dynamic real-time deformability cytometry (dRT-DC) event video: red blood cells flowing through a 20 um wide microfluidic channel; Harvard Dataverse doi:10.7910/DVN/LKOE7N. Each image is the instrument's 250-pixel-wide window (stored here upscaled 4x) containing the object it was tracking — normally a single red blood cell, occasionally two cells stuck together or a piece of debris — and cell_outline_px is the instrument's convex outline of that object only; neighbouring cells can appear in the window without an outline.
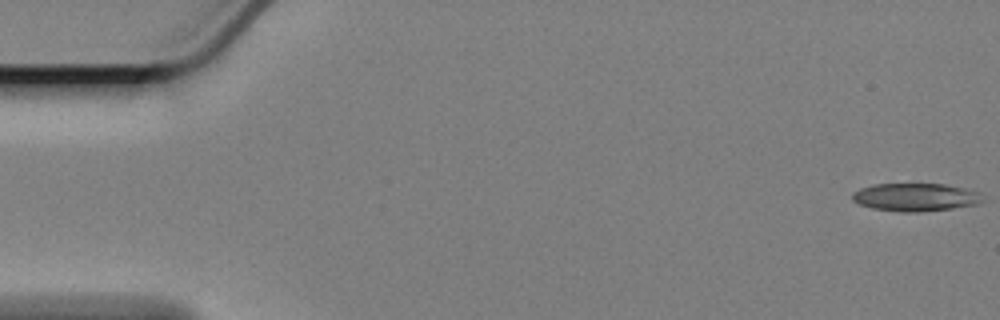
{"species": "Egyptian fruit bat (a non-hibernating species)", "species_latin": "Rousettus aegyptiacus", "temperature_condition": "cold", "stored_images_in_passage": 10, "camera_frame_rate_fps": 3000, "um_per_image_px": 0.085, "animal": {"sex": "female"}, "frame": {"image": 1, "passage_image": 1, "time_ms": 0.0, "image_size_px": [1000, 320], "cell_outline_px": [[984, 200], [976, 204], [952, 208], [916, 212], [904, 212], [872, 208], [860, 204], [852, 200], [852, 192], [860, 188], [872, 184], [944, 184], [964, 188], [976, 192]], "centroid_in_image_um": [77.75, 16.75], "position_along_channel_um": 7.2, "area_um2": 20.98}}